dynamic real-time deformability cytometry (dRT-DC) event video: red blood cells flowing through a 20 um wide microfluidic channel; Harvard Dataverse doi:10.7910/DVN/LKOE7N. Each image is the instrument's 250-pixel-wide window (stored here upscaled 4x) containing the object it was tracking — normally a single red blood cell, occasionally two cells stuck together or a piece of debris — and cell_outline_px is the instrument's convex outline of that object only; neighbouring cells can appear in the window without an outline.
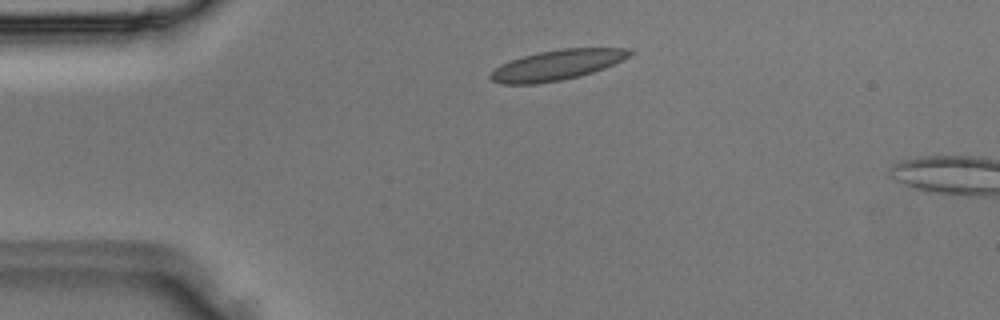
{"species": "Egyptian fruit bat (a non-hibernating species)", "species_latin": "Rousettus aegyptiacus", "temperature_condition": "room temperature", "stored_images_in_passage": 2, "camera_frame_rate_fps": 3000, "um_per_image_px": 0.085, "animal": {"sex": "male"}, "frame": {"image": 1, "passage_image": 1, "time_ms": 0.0, "image_size_px": [1000, 320], "cell_outline_px": [[632, 52], [628, 56], [604, 68], [580, 76], [560, 80], [536, 84], [500, 84], [492, 80], [488, 76], [500, 64], [524, 56], [540, 52], [560, 48], [628, 48]], "centroid_in_image_um": [47.3, 5.53], "position_along_channel_um": 37.7, "area_um2": 24.16}}